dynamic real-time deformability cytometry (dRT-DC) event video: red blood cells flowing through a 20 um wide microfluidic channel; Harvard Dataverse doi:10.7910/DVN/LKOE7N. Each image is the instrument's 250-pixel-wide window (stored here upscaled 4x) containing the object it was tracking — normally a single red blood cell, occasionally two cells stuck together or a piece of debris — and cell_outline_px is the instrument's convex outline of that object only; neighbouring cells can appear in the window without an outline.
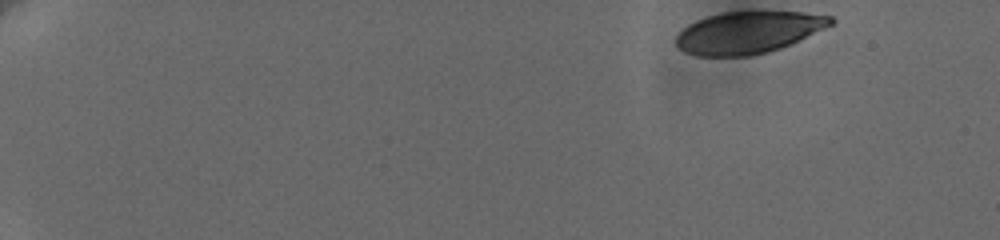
{"species": "human", "species_latin": "Homo sapiens", "temperature_condition": "cold", "stored_images_in_passage": 53, "camera_frame_rate_fps": 3000, "um_per_image_px": 0.085, "donor": {"sex": "female"}, "frame": {"image": 1, "passage_image": 1, "time_ms": 0.0, "image_size_px": [1000, 240], "cell_outline_px": [[836, 20], [832, 24], [824, 28], [780, 48], [768, 52], [748, 56], [696, 56], [684, 52], [676, 44], [676, 36], [688, 24], [696, 20], [708, 16], [724, 12], [800, 12], [832, 16]], "centroid_in_image_um": [63.57, 2.76], "position_along_channel_um": 21.4, "area_um2": 37.45}}
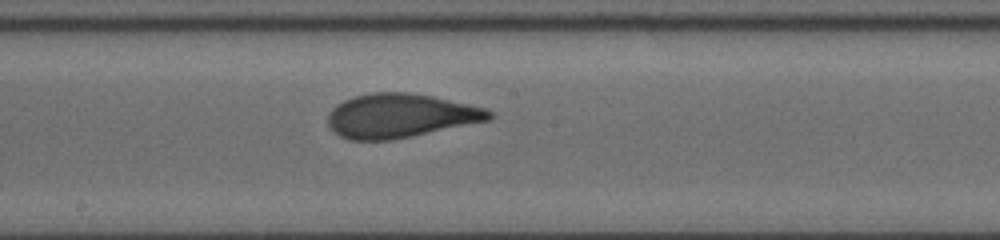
{"frame": {"image": 2, "passage_image": 30, "time_ms": 9.667, "image_size_px": [1000, 240], "cell_outline_px": [[496, 116], [488, 120], [412, 136], [388, 140], [348, 140], [340, 136], [328, 124], [328, 116], [332, 108], [344, 100], [356, 96], [372, 92], [408, 92], [432, 96], [484, 108], [492, 112]], "centroid_in_image_um": [34.01, 9.83], "position_along_channel_um": 214.2, "area_um2": 40.92}}
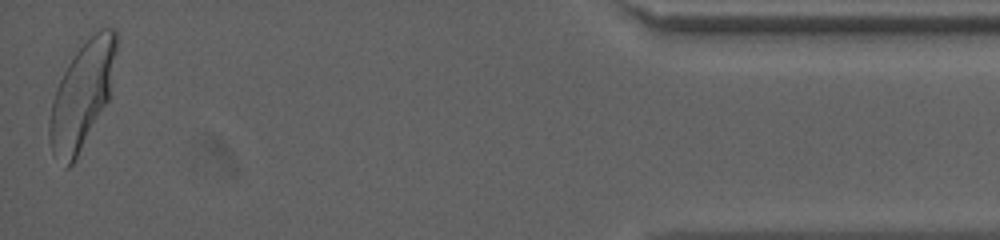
{"frame": {"image": 3, "passage_image": 53, "time_ms": 17.333, "image_size_px": [1000, 240], "cell_outline_px": [[116, 48], [108, 100], [72, 164], [68, 168], [64, 168], [52, 152], [48, 136], [48, 124], [52, 100], [56, 88], [68, 64], [76, 52], [100, 28], [116, 28]], "centroid_in_image_um": [6.93, 8.12], "position_along_channel_um": 428.3, "area_um2": 40.23}, "authors_computed_cell_mechanics": {"area_um2": 40.2288, "velocity_mm_per_s": 3.6224, "shape_relaxation_time_tau1_ms": 4.4266, "shape_relaxation_time_tau2_ms": 0.6883, "deformation_change_tau1": 0.1852, "deformation_change_tau2": 0.0699}}